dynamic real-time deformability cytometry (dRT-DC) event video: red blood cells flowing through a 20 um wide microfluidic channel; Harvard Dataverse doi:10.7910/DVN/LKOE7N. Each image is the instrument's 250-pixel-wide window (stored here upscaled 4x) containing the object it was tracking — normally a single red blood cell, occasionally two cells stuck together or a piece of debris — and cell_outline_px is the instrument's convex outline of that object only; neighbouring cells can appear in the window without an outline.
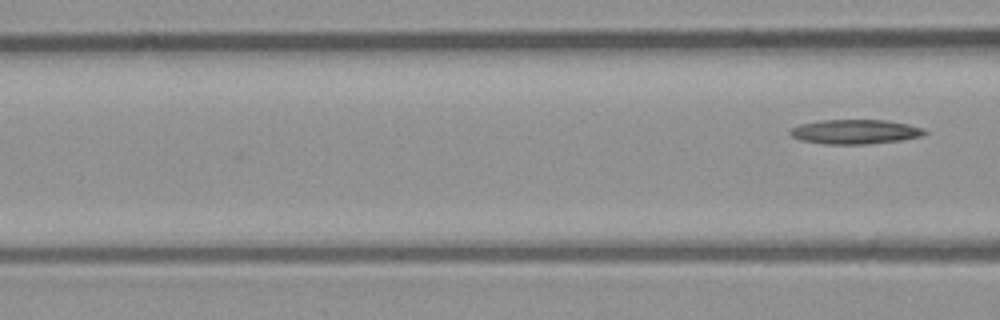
{"species": "common noctule bat (a hibernating species)", "species_latin": "Nyctalus noctula", "temperature_condition": "room temperature", "stored_images_in_passage": 7, "camera_frame_rate_fps": 3000, "um_per_image_px": 0.085, "animal": {"sex": "male", "body_mass_g": 23.1, "forearm_length_mm": 52.7}, "frame": {"image": 1, "passage_image": 7, "time_ms": 2.0, "image_size_px": [1000, 320], "cell_outline_px": [[928, 132], [924, 136], [900, 140], [864, 144], [824, 144], [800, 140], [792, 136], [788, 132], [792, 128], [800, 124], [820, 120], [884, 120], [908, 124], [924, 128]], "centroid_in_image_um": [72.69, 11.2], "position_along_channel_um": 93.9, "area_um2": 19.19}}